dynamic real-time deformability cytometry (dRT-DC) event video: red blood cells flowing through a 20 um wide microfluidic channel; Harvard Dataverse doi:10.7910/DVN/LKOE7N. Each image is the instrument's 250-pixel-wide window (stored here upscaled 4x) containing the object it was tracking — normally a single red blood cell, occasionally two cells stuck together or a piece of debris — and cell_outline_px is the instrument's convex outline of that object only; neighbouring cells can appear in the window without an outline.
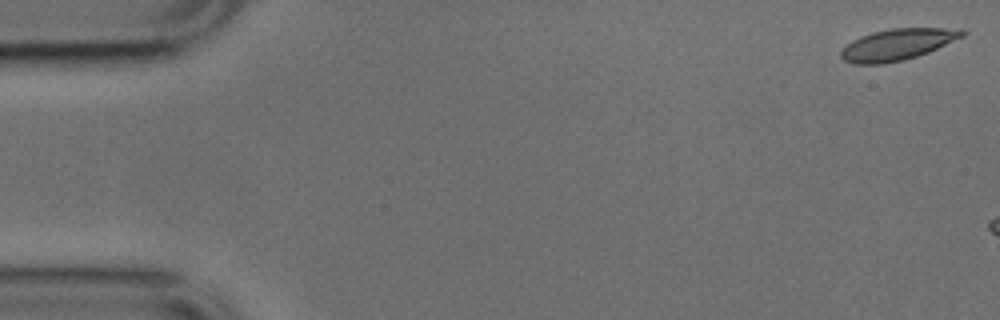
{"species": "common noctule bat (a hibernating species)", "species_latin": "Nyctalus noctula", "temperature_condition": "cold", "stored_images_in_passage": 9, "camera_frame_rate_fps": 3000, "um_per_image_px": 0.085, "animal": {"sex": "male", "body_mass_g": 17.9, "forearm_length_mm": 54.2}, "frame": {"image": 1, "passage_image": 1, "time_ms": 0.0, "image_size_px": [1000, 320], "cell_outline_px": [[968, 32], [964, 36], [928, 52], [904, 60], [880, 64], [856, 64], [844, 60], [840, 56], [840, 52], [852, 40], [860, 36], [872, 32], [892, 28], [944, 28]], "centroid_in_image_um": [76.24, 3.78], "position_along_channel_um": 8.8, "area_um2": 21.85}}